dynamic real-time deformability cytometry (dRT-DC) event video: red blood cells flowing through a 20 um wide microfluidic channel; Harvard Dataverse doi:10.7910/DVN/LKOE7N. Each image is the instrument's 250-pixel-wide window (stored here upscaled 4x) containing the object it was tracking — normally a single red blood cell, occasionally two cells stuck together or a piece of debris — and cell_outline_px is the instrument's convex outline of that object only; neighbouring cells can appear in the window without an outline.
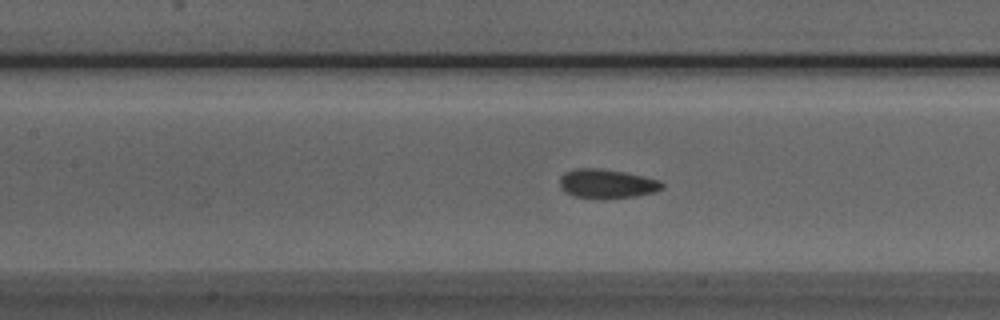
{"species": "Egyptian fruit bat (a non-hibernating species)", "species_latin": "Rousettus aegyptiacus", "temperature_condition": "room temperature", "stored_images_in_passage": 53, "camera_frame_rate_fps": 3000, "um_per_image_px": 0.085, "animal": {"sex": "male"}, "frame": {"image": 1, "passage_image": 22, "time_ms": 7.0, "image_size_px": [1000, 320], "cell_outline_px": [[664, 188], [652, 192], [636, 196], [604, 200], [576, 196], [564, 192], [560, 188], [560, 176], [564, 172], [576, 168], [600, 168], [624, 172], [660, 180], [664, 184]], "centroid_in_image_um": [51.56, 15.62], "position_along_channel_um": 155.8, "area_um2": 17.63}}
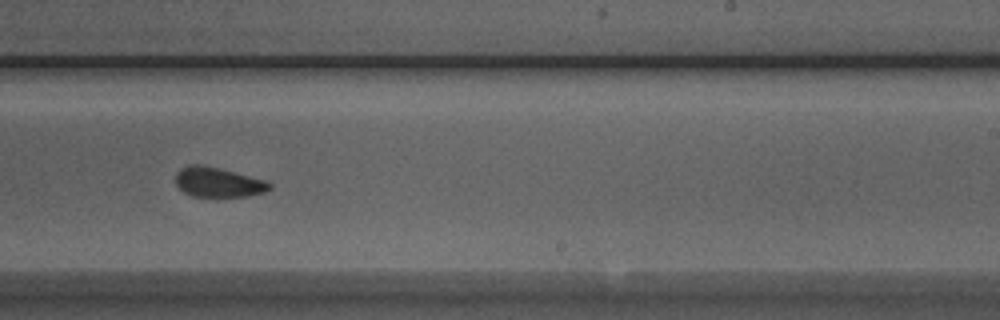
{"frame": {"image": 2, "passage_image": 31, "time_ms": 10.0, "image_size_px": [1000, 320], "cell_outline_px": [[272, 188], [264, 192], [248, 196], [192, 196], [184, 192], [176, 184], [176, 172], [180, 168], [192, 164], [200, 164], [220, 168], [268, 180], [272, 184]], "centroid_in_image_um": [18.57, 15.47], "position_along_channel_um": 270.4, "area_um2": 16.42}}
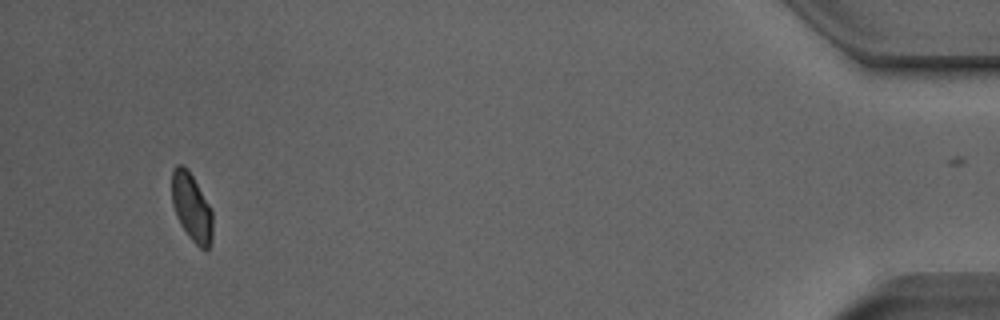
{"frame": {"image": 3, "passage_image": 49, "time_ms": 16.0, "image_size_px": [1000, 320], "cell_outline_px": [[212, 244], [204, 252], [188, 236], [180, 224], [176, 216], [172, 204], [172, 168], [176, 164], [184, 164], [188, 168], [212, 208]], "centroid_in_image_um": [16.29, 17.61], "position_along_channel_um": 418.9, "area_um2": 16.59}, "authors_computed_cell_mechanics": {"area_um2": 17.4556, "velocity_mm_per_s": 3.8331, "shape_relaxation_time_tau1_ms": 4.3997, "shape_relaxation_time_tau2_ms": 1.9649, "deformation_change_tau1": 0.0907, "deformation_change_tau2": 0.0472}}